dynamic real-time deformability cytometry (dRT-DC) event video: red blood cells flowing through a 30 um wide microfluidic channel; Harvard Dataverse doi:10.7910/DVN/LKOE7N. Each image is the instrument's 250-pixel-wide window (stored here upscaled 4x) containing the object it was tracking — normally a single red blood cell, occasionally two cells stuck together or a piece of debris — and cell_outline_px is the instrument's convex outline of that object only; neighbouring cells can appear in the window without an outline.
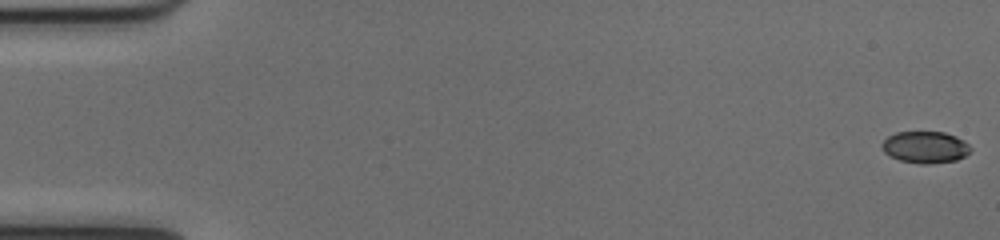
{"species": "common noctule bat (a hibernating species)", "species_latin": "Nyctalus noctula", "temperature_condition": "cold", "stored_images_in_passage": 52, "camera_frame_rate_fps": 3000, "um_per_image_px": 0.085, "animal": {"sex": "female", "body_mass_g": 17.0, "forearm_length_mm": 48.0}, "frame": {"image": 1, "passage_image": 1, "time_ms": 0.0, "image_size_px": [1000, 240], "cell_outline_px": [[972, 148], [964, 156], [956, 160], [928, 164], [920, 164], [900, 160], [884, 152], [880, 144], [888, 136], [896, 132], [944, 132], [956, 136], [964, 140]], "centroid_in_image_um": [78.64, 12.5], "position_along_channel_um": 6.4, "area_um2": 16.36}}
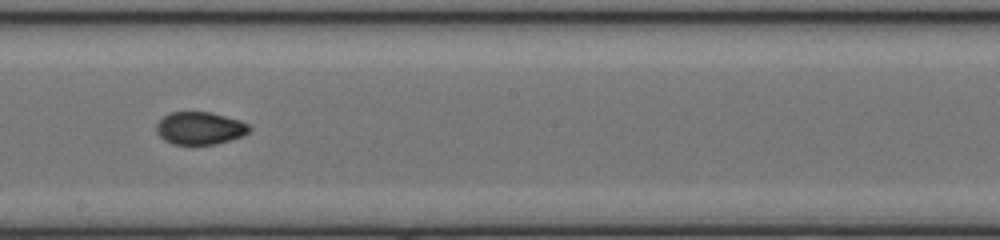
{"frame": {"image": 2, "passage_image": 30, "time_ms": 9.667, "image_size_px": [1000, 240], "cell_outline_px": [[252, 128], [244, 136], [216, 144], [172, 144], [164, 140], [156, 132], [156, 124], [164, 116], [172, 112], [208, 112], [240, 120], [248, 124]], "centroid_in_image_um": [17.0, 10.9], "position_along_channel_um": 231.2, "area_um2": 17.63}}
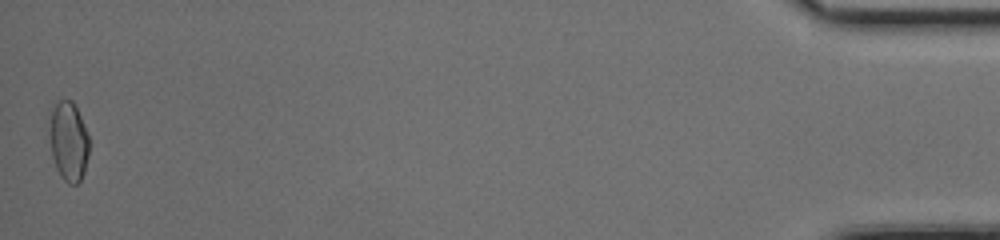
{"frame": {"image": 3, "passage_image": 52, "time_ms": 17.0, "image_size_px": [1000, 240], "cell_outline_px": [[88, 156], [84, 172], [80, 180], [76, 184], [68, 184], [60, 176], [56, 168], [52, 156], [48, 128], [52, 112], [56, 104], [60, 100], [72, 100], [80, 116], [88, 136]], "centroid_in_image_um": [5.81, 12.04], "position_along_channel_um": 429.4, "area_um2": 18.15}, "authors_computed_cell_mechanics": {"area_um2": 17.7157, "velocity_mm_per_s": 4.0322, "shape_relaxation_time_tau1_ms": null, "shape_relaxation_time_tau2_ms": 1.1961, "deformation_change_tau1": null, "deformation_change_tau2": 0.0419}}